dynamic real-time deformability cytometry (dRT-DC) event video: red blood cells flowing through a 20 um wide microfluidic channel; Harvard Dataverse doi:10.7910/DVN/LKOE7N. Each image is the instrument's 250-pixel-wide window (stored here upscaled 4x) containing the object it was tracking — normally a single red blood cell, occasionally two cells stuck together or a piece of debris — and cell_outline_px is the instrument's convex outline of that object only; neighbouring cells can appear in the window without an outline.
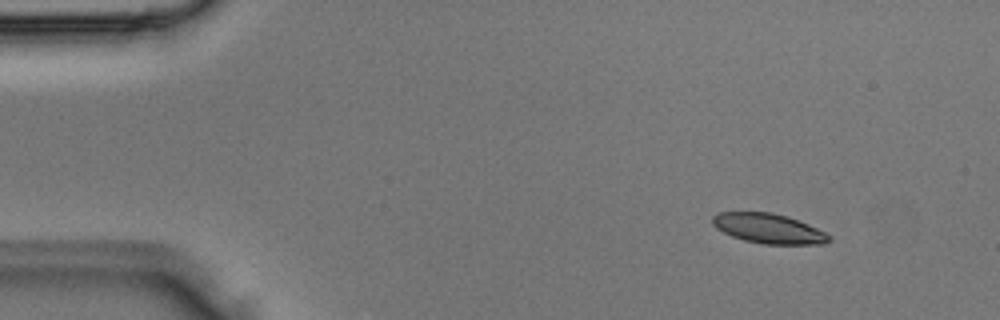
{"species": "Egyptian fruit bat (a non-hibernating species)", "species_latin": "Rousettus aegyptiacus", "temperature_condition": "room temperature", "stored_images_in_passage": 4, "camera_frame_rate_fps": 3000, "um_per_image_px": 0.085, "animal": {"sex": "male"}, "frame": {"image": 1, "passage_image": 1, "time_ms": 0.0, "image_size_px": [1000, 320], "cell_outline_px": [[832, 240], [824, 244], [764, 244], [744, 240], [732, 236], [716, 228], [712, 224], [712, 216], [720, 212], [772, 212], [788, 216], [808, 224], [832, 236]], "centroid_in_image_um": [65.34, 19.42], "position_along_channel_um": 19.7, "area_um2": 20.29}}